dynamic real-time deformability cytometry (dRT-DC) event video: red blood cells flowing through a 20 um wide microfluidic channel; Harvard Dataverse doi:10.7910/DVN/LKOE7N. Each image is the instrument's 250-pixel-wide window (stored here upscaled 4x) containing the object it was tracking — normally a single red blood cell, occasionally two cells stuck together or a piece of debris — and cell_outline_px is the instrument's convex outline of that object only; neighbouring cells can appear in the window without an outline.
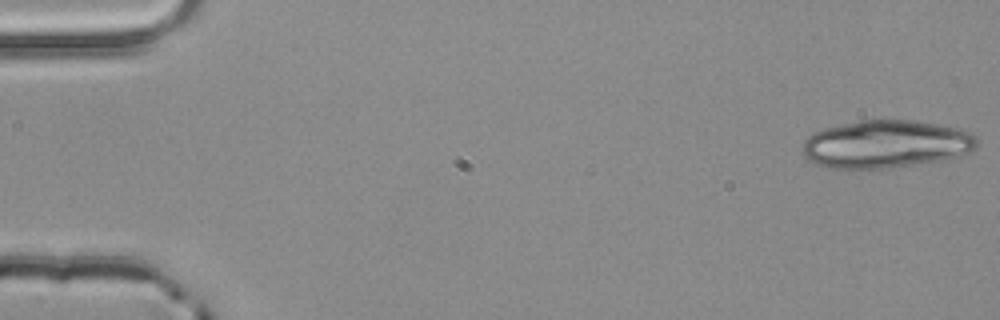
{"species": "common noctule bat (a hibernating species)", "species_latin": "Nyctalus noctula", "temperature_condition": "room temperature", "stored_images_in_passage": 4, "camera_frame_rate_fps": 3000, "um_per_image_px": 0.085, "animal": {"sex": "male", "body_mass_g": 20.4}, "frame": {"image": 1, "passage_image": 1, "time_ms": 0.0, "image_size_px": [1000, 320], "cell_outline_px": [[980, 140], [976, 148], [968, 152], [956, 156], [940, 160], [888, 168], [832, 168], [816, 164], [804, 156], [804, 140], [808, 136], [824, 128], [860, 120], [912, 120], [936, 124], [956, 128], [972, 132]], "centroid_in_image_um": [75.33, 12.24], "position_along_channel_um": 9.7, "area_um2": 48.26}}